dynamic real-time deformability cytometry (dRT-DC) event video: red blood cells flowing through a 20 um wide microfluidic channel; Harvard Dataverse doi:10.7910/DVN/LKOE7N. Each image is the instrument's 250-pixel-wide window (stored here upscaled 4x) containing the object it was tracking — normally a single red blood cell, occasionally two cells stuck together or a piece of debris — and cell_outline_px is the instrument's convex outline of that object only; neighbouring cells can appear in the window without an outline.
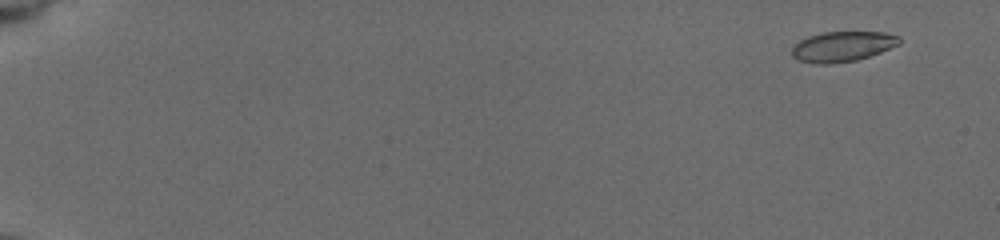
{"species": "common noctule bat (a hibernating species)", "species_latin": "Nyctalus noctula", "temperature_condition": "cold", "stored_images_in_passage": 23, "camera_frame_rate_fps": 3000, "um_per_image_px": 0.085, "animal": {"sex": "female", "body_mass_g": 19.5, "forearm_length_mm": 54.1}, "frame": {"image": 1, "passage_image": 3, "time_ms": 1.333, "image_size_px": [1000, 240], "cell_outline_px": [[900, 44], [880, 52], [856, 60], [828, 64], [812, 64], [800, 60], [792, 56], [792, 44], [808, 36], [824, 32], [884, 32], [900, 36]], "centroid_in_image_um": [71.59, 3.95], "position_along_channel_um": 13.4, "area_um2": 18.96}}
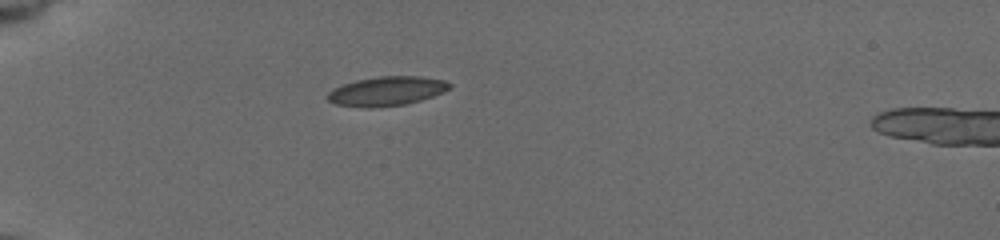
{"frame": {"image": 2, "passage_image": 17, "time_ms": 6.333, "image_size_px": [1000, 240], "cell_outline_px": [[452, 88], [444, 92], [420, 100], [404, 104], [372, 108], [368, 108], [336, 104], [328, 100], [328, 92], [332, 88], [356, 80], [380, 76], [420, 76], [444, 80], [452, 84]], "centroid_in_image_um": [32.89, 7.74], "position_along_channel_um": 52.1, "area_um2": 20.75}}
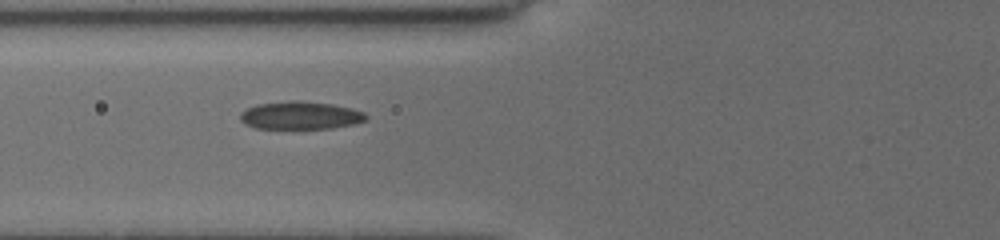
{"frame": {"image": 3, "passage_image": 23, "time_ms": 8.333, "image_size_px": [1000, 240], "cell_outline_px": [[368, 120], [352, 124], [332, 128], [300, 132], [256, 128], [244, 124], [240, 120], [240, 112], [256, 104], [288, 100], [300, 100], [332, 104], [352, 108], [364, 112], [368, 116]], "centroid_in_image_um": [25.51, 9.86], "position_along_channel_um": 100.3, "area_um2": 21.68}}